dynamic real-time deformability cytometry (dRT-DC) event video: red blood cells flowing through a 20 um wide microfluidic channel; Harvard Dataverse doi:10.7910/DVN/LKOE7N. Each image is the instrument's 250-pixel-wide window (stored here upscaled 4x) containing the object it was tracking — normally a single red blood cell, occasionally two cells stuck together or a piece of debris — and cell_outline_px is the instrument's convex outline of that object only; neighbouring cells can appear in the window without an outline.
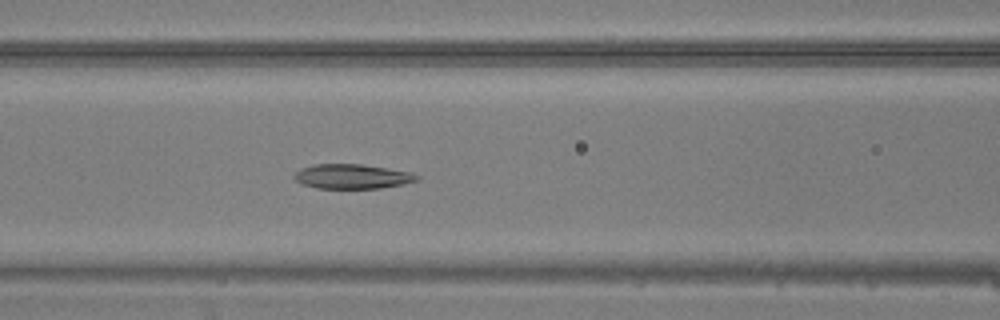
{"species": "common noctule bat (a hibernating species)", "species_latin": "Nyctalus noctula", "temperature_condition": "warm", "stored_images_in_passage": 36, "camera_frame_rate_fps": 3000, "um_per_image_px": 0.085, "animal": {"sex": "male", "body_mass_g": 20.5, "forearm_length_mm": 52.5}, "frame": {"image": 1, "passage_image": 14, "time_ms": 4.333, "image_size_px": [1000, 320], "cell_outline_px": [[420, 180], [404, 184], [380, 188], [316, 188], [300, 184], [292, 176], [300, 168], [316, 164], [360, 164], [388, 168], [412, 172], [420, 176]], "centroid_in_image_um": [29.95, 15.0], "position_along_channel_um": 136.7, "area_um2": 17.74}}
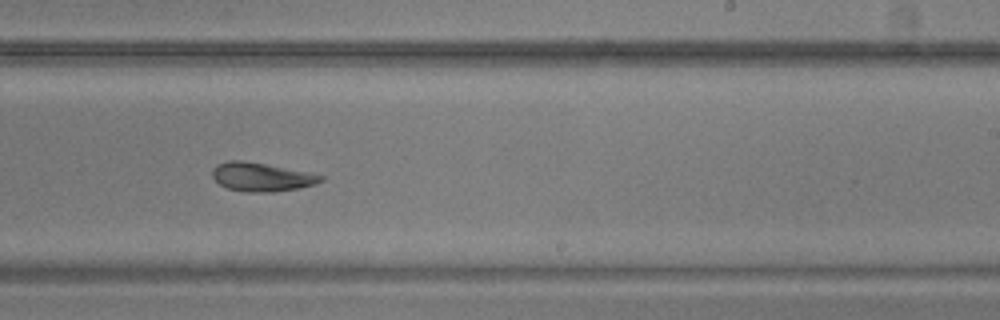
{"frame": {"image": 2, "passage_image": 23, "time_ms": 7.333, "image_size_px": [1000, 320], "cell_outline_px": [[324, 180], [316, 184], [300, 188], [276, 192], [244, 192], [228, 188], [220, 184], [212, 176], [212, 168], [216, 164], [228, 160], [244, 160], [324, 176]], "centroid_in_image_um": [22.19, 15.05], "position_along_channel_um": 266.8, "area_um2": 18.03}}
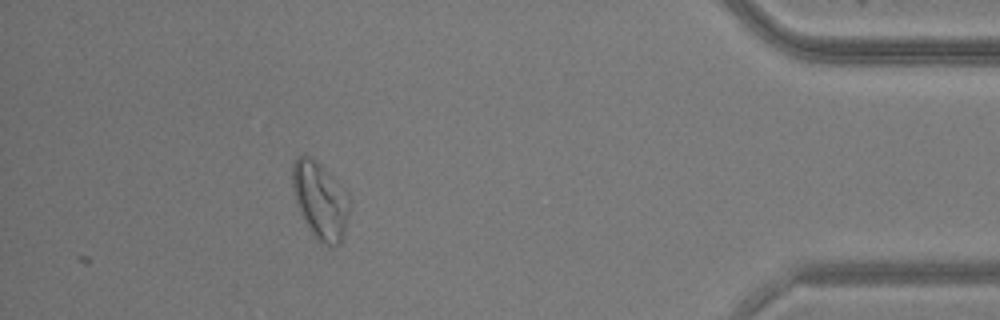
{"frame": {"image": 3, "passage_image": 36, "time_ms": 11.667, "image_size_px": [1000, 320], "cell_outline_px": [[348, 216], [344, 236], [340, 244], [332, 248], [320, 244], [316, 240], [304, 220], [296, 204], [292, 188], [292, 164], [296, 156], [308, 156], [316, 160], [332, 176], [348, 196]], "centroid_in_image_um": [27.19, 17.09], "position_along_channel_um": 408.0, "area_um2": 25.66}}